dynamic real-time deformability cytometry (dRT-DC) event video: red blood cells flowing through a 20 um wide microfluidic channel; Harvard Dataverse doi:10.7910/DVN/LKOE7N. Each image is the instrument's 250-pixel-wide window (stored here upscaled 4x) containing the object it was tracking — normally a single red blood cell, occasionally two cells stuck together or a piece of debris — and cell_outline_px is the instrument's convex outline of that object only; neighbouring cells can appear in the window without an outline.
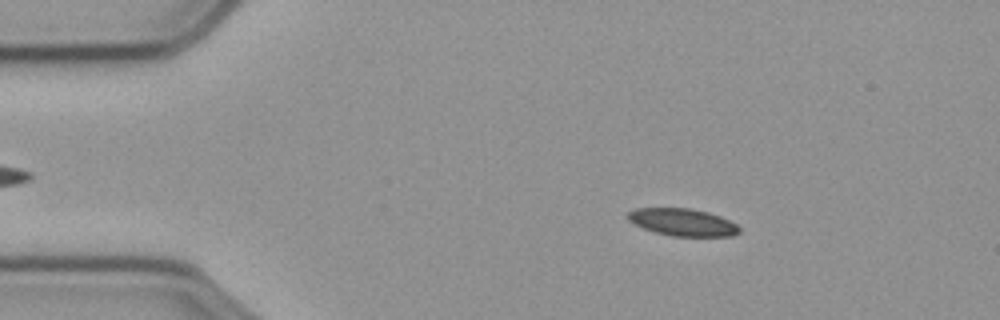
{"species": "common noctule bat (a hibernating species)", "species_latin": "Nyctalus noctula", "temperature_condition": "cold", "stored_images_in_passage": 44, "camera_frame_rate_fps": 3000, "um_per_image_px": 0.085, "animal": {"sex": "male", "body_mass_g": 23.1, "forearm_length_mm": 52.7}, "frame": {"image": 1, "passage_image": 5, "time_ms": 1.333, "image_size_px": [1000, 320], "cell_outline_px": [[740, 232], [732, 236], [672, 236], [656, 232], [644, 228], [628, 220], [628, 212], [636, 208], [688, 208], [708, 212], [720, 216], [736, 224], [740, 228]], "centroid_in_image_um": [58.04, 18.89], "position_along_channel_um": 27.0, "area_um2": 17.57}}
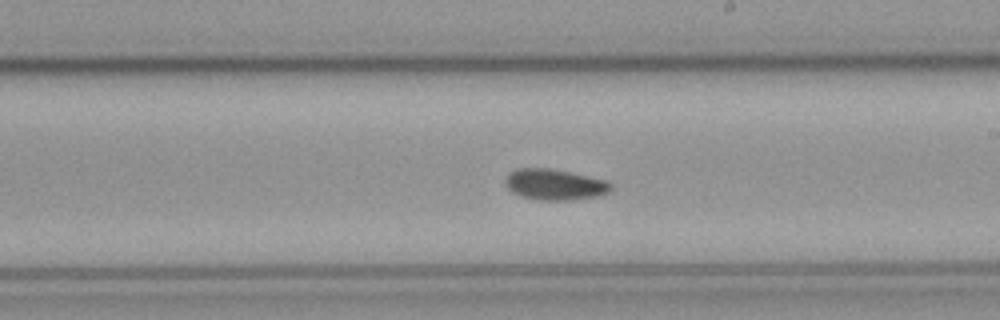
{"frame": {"image": 2, "passage_image": 28, "time_ms": 9.0, "image_size_px": [1000, 320], "cell_outline_px": [[612, 188], [608, 192], [596, 196], [568, 200], [540, 200], [520, 196], [512, 192], [508, 188], [504, 180], [508, 172], [520, 168], [552, 168], [604, 180], [612, 184]], "centroid_in_image_um": [47.1, 15.68], "position_along_channel_um": 241.9, "area_um2": 18.9}}
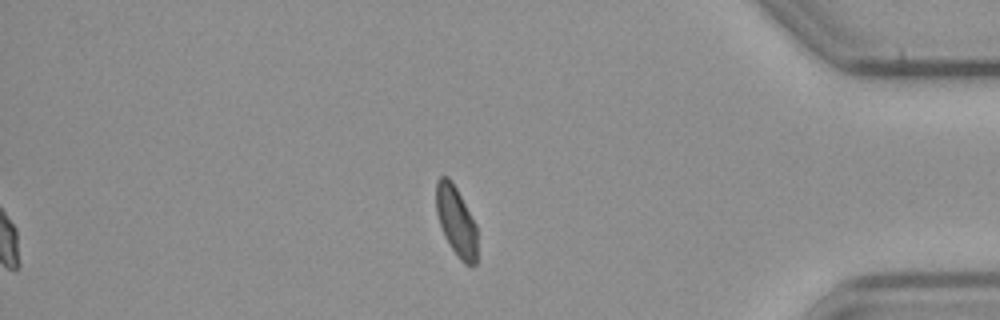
{"frame": {"image": 3, "passage_image": 44, "time_ms": 14.333, "image_size_px": [1000, 320], "cell_outline_px": [[476, 264], [472, 268], [464, 264], [460, 260], [444, 236], [436, 212], [436, 180], [440, 176], [448, 176], [452, 180], [476, 224]], "centroid_in_image_um": [38.77, 18.79], "position_along_channel_um": 396.4, "area_um2": 16.76}, "authors_computed_cell_mechanics": {"area_um2": 18.1781, "velocity_mm_per_s": 3.5727, "shape_relaxation_time_tau1_ms": 5.5828, "shape_relaxation_time_tau2_ms": null, "deformation_change_tau1": 0.1134, "deformation_change_tau2": null}}